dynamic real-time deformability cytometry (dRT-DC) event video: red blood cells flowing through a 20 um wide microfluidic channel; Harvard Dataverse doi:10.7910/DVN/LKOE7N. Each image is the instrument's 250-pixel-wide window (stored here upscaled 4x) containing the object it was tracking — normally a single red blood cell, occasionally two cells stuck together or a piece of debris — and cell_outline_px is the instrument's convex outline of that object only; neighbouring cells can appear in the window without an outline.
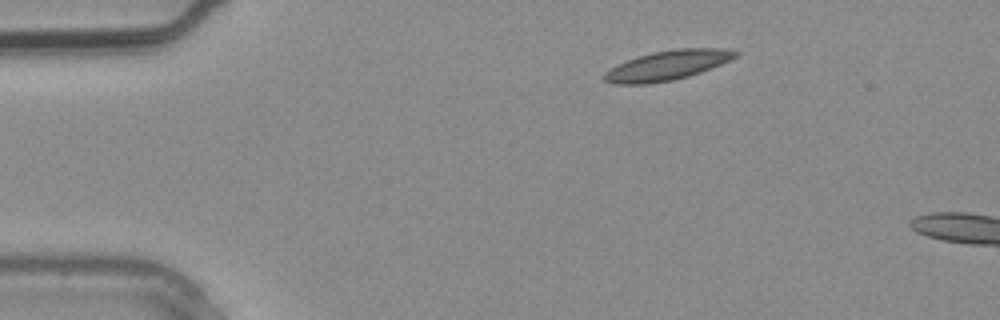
{"species": "common noctule bat (a hibernating species)", "species_latin": "Nyctalus noctula", "temperature_condition": "warm", "stored_images_in_passage": 2, "camera_frame_rate_fps": 3000, "um_per_image_px": 0.085, "animal": {"sex": "male", "body_mass_g": 20.4}, "frame": {"image": 1, "passage_image": 1, "time_ms": 0.0, "image_size_px": [1000, 320], "cell_outline_px": [[740, 52], [736, 56], [720, 64], [700, 72], [676, 80], [648, 84], [612, 84], [604, 80], [600, 76], [604, 72], [628, 60], [652, 52], [676, 48], [720, 48]], "centroid_in_image_um": [56.69, 5.57], "position_along_channel_um": 28.3, "area_um2": 22.48}}